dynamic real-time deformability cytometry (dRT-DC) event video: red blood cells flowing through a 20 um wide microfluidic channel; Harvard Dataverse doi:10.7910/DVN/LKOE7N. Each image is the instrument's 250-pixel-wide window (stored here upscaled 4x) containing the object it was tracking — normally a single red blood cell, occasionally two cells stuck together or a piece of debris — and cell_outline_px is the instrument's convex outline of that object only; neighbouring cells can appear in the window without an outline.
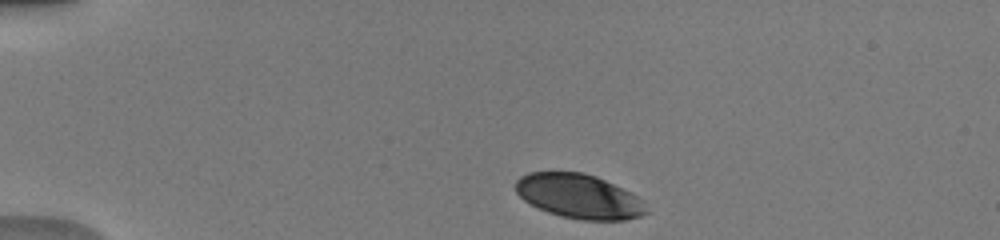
{"species": "human", "species_latin": "Homo sapiens", "temperature_condition": "warm", "stored_images_in_passage": 41, "camera_frame_rate_fps": 3000, "um_per_image_px": 0.085, "donor": {"sex": "male"}, "frame": {"image": 1, "passage_image": 1, "time_ms": 0.0, "image_size_px": [1000, 240], "cell_outline_px": [[648, 212], [640, 216], [624, 220], [580, 220], [560, 216], [548, 212], [524, 200], [516, 192], [516, 180], [520, 176], [528, 172], [584, 172], [596, 176], [632, 192], [644, 200]], "centroid_in_image_um": [49.25, 16.68], "position_along_channel_um": 35.8, "area_um2": 33.93}}
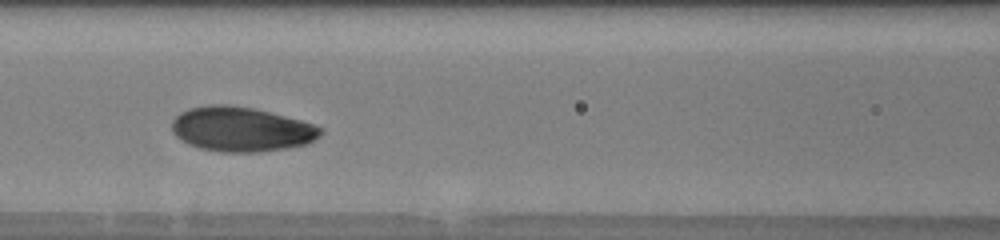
{"frame": {"image": 2, "passage_image": 14, "time_ms": 4.333, "image_size_px": [1000, 240], "cell_outline_px": [[324, 132], [316, 140], [308, 144], [288, 148], [260, 152], [220, 152], [200, 148], [188, 144], [176, 136], [172, 132], [172, 120], [180, 112], [188, 108], [208, 104], [228, 104], [252, 108], [300, 120], [324, 128]], "centroid_in_image_um": [20.51, 10.99], "position_along_channel_um": 146.1, "area_um2": 38.96}}
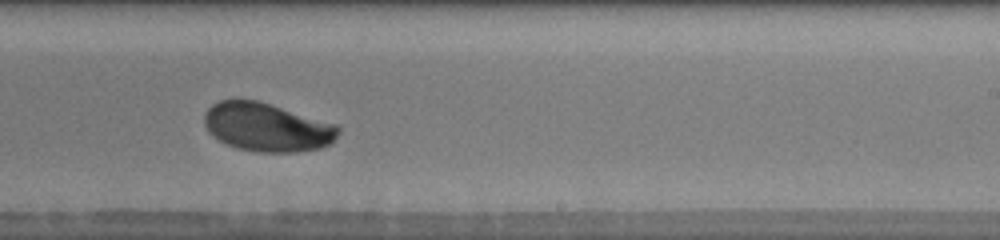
{"frame": {"image": 3, "passage_image": 23, "time_ms": 7.333, "image_size_px": [1000, 240], "cell_outline_px": [[340, 132], [332, 144], [320, 148], [296, 152], [256, 152], [236, 148], [220, 140], [208, 132], [204, 124], [204, 112], [212, 104], [220, 100], [236, 96], [240, 96], [256, 100], [336, 124], [340, 128]], "centroid_in_image_um": [22.66, 10.79], "position_along_channel_um": 266.3, "area_um2": 38.44}, "authors_computed_cell_mechanics": {"area_um2": 37.9168, "velocity_mm_per_s": 4.0208, "shape_relaxation_time_tau1_ms": 2.4399, "shape_relaxation_time_tau2_ms": null, "deformation_change_tau1": 0.1247, "deformation_change_tau2": null}}